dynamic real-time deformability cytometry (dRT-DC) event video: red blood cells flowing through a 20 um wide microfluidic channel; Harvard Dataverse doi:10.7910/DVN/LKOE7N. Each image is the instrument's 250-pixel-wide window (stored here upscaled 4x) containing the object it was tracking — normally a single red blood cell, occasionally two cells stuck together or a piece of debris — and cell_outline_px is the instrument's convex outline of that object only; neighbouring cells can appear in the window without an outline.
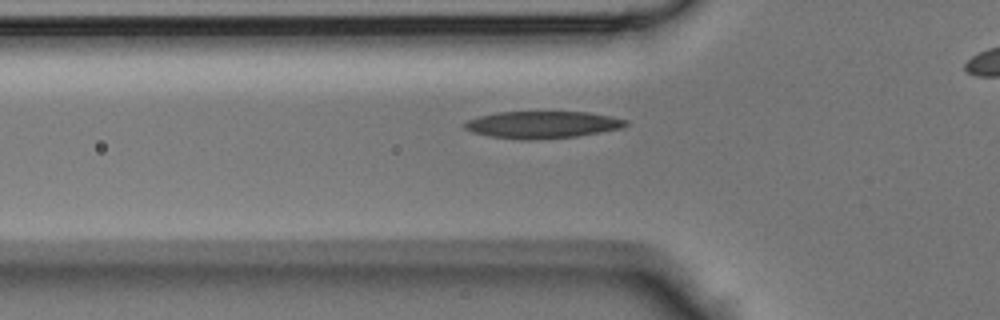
{"species": "Egyptian fruit bat (a non-hibernating species)", "species_latin": "Rousettus aegyptiacus", "temperature_condition": "room temperature", "stored_images_in_passage": 24, "camera_frame_rate_fps": 3000, "um_per_image_px": 0.085, "animal": {"sex": "male"}, "frame": {"image": 1, "passage_image": 2, "time_ms": 0.333, "image_size_px": [1000, 320], "cell_outline_px": [[632, 124], [624, 128], [576, 136], [532, 140], [524, 140], [488, 136], [472, 132], [464, 128], [464, 124], [468, 120], [480, 116], [496, 112], [588, 112], [612, 116], [628, 120]], "centroid_in_image_um": [46.16, 10.6], "position_along_channel_um": 79.6, "area_um2": 25.61}}
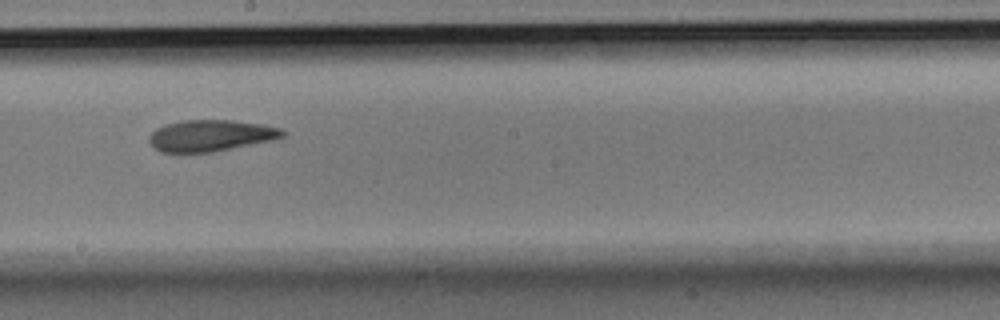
{"frame": {"image": 2, "passage_image": 12, "time_ms": 3.667, "image_size_px": [1000, 320], "cell_outline_px": [[288, 132], [284, 136], [272, 140], [212, 152], [160, 152], [148, 140], [148, 136], [156, 128], [164, 124], [184, 120], [232, 120], [264, 124], [280, 128]], "centroid_in_image_um": [17.92, 11.51], "position_along_channel_um": 230.3, "area_um2": 24.45}}
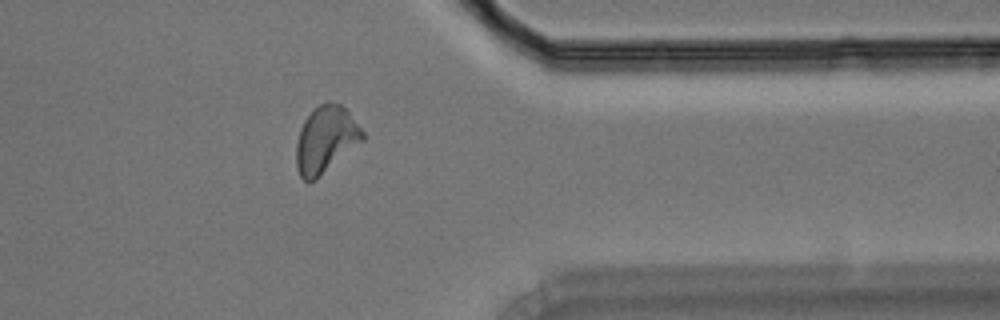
{"frame": {"image": 3, "passage_image": 23, "time_ms": 7.333, "image_size_px": [1000, 320], "cell_outline_px": [[364, 140], [316, 180], [308, 184], [300, 176], [296, 168], [296, 144], [300, 128], [304, 120], [320, 104], [328, 100], [332, 100], [340, 104], [348, 112], [364, 132]], "centroid_in_image_um": [27.67, 11.89], "position_along_channel_um": 383.7, "area_um2": 25.89}}